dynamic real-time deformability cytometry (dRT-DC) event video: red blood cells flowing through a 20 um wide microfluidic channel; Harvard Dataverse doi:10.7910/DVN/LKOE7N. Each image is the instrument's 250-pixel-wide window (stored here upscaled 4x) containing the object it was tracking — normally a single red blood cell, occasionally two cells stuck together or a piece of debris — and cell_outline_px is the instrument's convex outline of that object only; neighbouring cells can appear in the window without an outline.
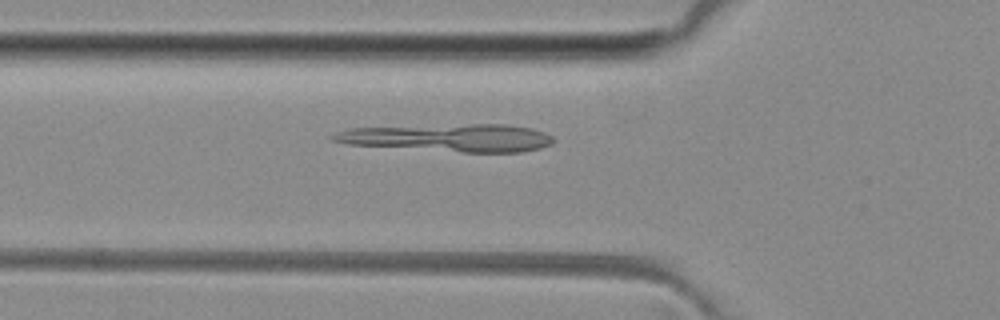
{"species": "common noctule bat (a hibernating species)", "species_latin": "Nyctalus noctula", "temperature_condition": "room temperature", "stored_images_in_passage": 37, "camera_frame_rate_fps": 3000, "um_per_image_px": 0.085, "animal": {"sex": "female", "body_mass_g": 29.2, "forearm_length_mm": 56.3}, "frame": {"image": 1, "passage_image": 9, "time_ms": 2.667, "image_size_px": [1000, 320], "cell_outline_px": [[556, 140], [552, 144], [540, 148], [520, 152], [460, 152], [348, 144], [332, 140], [328, 136], [336, 132], [348, 128], [472, 124], [508, 124], [532, 128], [544, 132], [552, 136]], "centroid_in_image_um": [38.19, 11.71], "position_along_channel_um": 87.6, "area_um2": 35.49}}
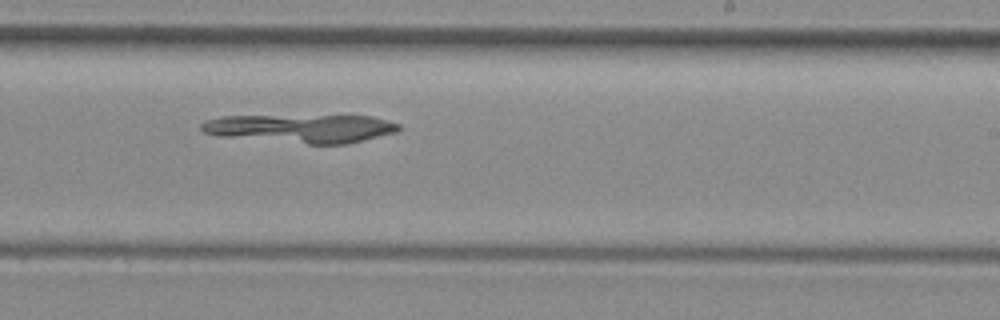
{"frame": {"image": 2, "passage_image": 22, "time_ms": 7.0, "image_size_px": [1000, 320], "cell_outline_px": [[400, 128], [396, 132], [348, 144], [308, 144], [220, 136], [204, 132], [200, 128], [200, 124], [204, 120], [220, 116], [372, 116], [400, 124]], "centroid_in_image_um": [25.58, 10.92], "position_along_channel_um": 263.4, "area_um2": 32.66}}
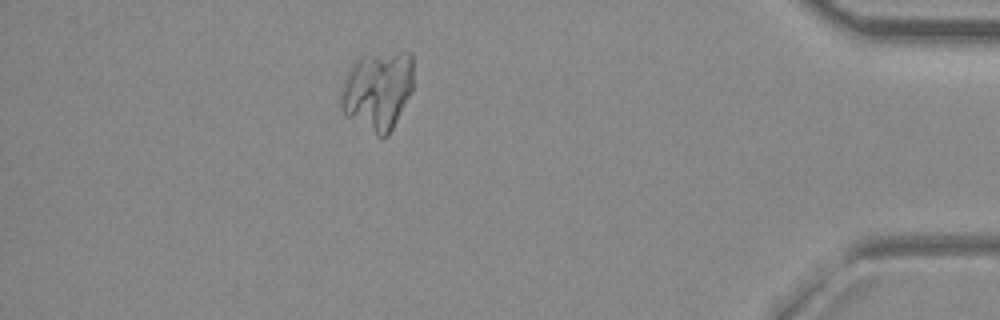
{"frame": {"image": 3, "passage_image": 36, "time_ms": 11.667, "image_size_px": [1000, 320], "cell_outline_px": [[412, 92], [388, 136], [376, 136], [348, 116], [340, 108], [340, 100], [348, 68], [364, 52], [412, 52]], "centroid_in_image_um": [32.1, 7.64], "position_along_channel_um": 403.1, "area_um2": 33.7}}